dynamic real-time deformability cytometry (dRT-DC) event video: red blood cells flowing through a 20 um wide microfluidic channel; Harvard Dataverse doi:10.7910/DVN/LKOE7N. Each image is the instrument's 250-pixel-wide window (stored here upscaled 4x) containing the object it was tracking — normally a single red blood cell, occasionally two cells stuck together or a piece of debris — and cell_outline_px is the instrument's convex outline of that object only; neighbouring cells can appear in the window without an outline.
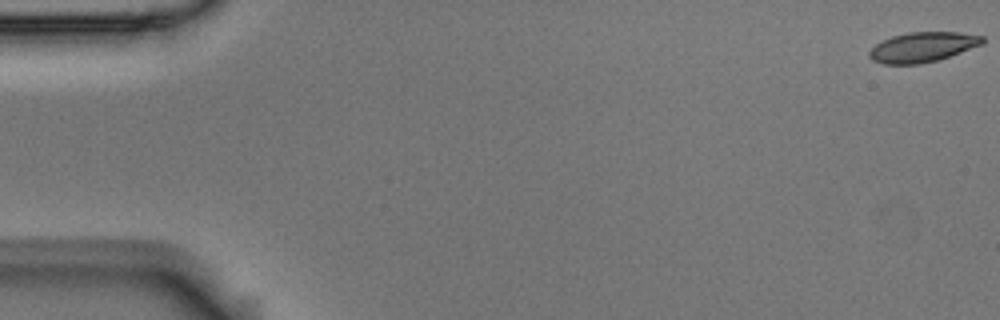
{"species": "Egyptian fruit bat (a non-hibernating species)", "species_latin": "Rousettus aegyptiacus", "temperature_condition": "room temperature", "stored_images_in_passage": 7, "camera_frame_rate_fps": 3000, "um_per_image_px": 0.085, "animal": {"sex": "male"}, "frame": {"image": 1, "passage_image": 1, "time_ms": 0.0, "image_size_px": [1000, 320], "cell_outline_px": [[984, 44], [936, 60], [920, 64], [884, 64], [872, 60], [868, 56], [868, 52], [876, 44], [892, 36], [908, 32], [960, 32], [984, 36]], "centroid_in_image_um": [78.42, 4.0], "position_along_channel_um": 6.6, "area_um2": 19.65}}
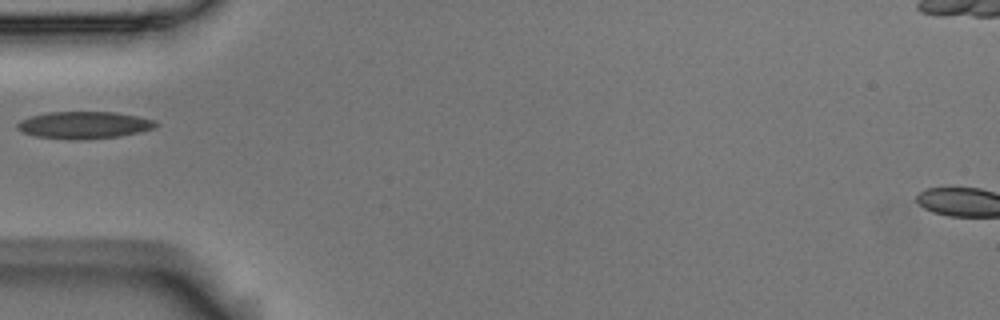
{"frame": {"image": 2, "passage_image": 6, "time_ms": 1.667, "image_size_px": [1000, 320], "cell_outline_px": [[160, 124], [156, 128], [120, 136], [72, 140], [68, 140], [36, 136], [20, 132], [16, 128], [16, 124], [20, 120], [32, 116], [48, 112], [116, 112], [156, 120]], "centroid_in_image_um": [7.14, 10.63], "position_along_channel_um": 77.9, "area_um2": 22.02}}
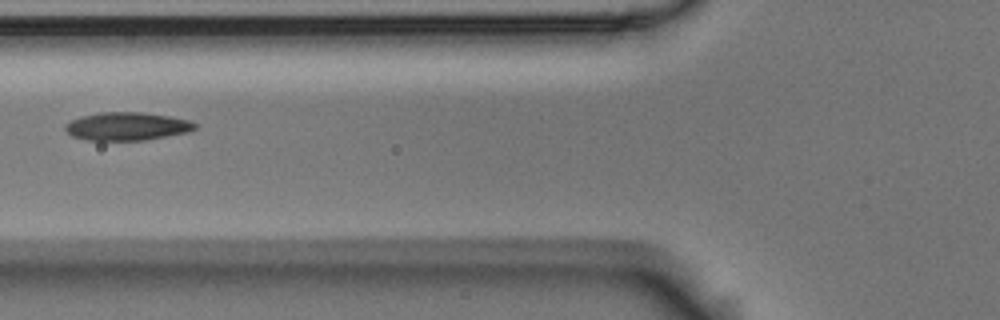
{"frame": {"image": 3, "passage_image": 7, "time_ms": 2.0, "image_size_px": [1000, 320], "cell_outline_px": [[196, 128], [188, 132], [144, 140], [88, 140], [72, 136], [64, 128], [64, 124], [80, 116], [100, 112], [140, 112], [168, 116], [188, 120], [196, 124]], "centroid_in_image_um": [10.76, 10.73], "position_along_channel_um": 115.0, "area_um2": 21.1}}